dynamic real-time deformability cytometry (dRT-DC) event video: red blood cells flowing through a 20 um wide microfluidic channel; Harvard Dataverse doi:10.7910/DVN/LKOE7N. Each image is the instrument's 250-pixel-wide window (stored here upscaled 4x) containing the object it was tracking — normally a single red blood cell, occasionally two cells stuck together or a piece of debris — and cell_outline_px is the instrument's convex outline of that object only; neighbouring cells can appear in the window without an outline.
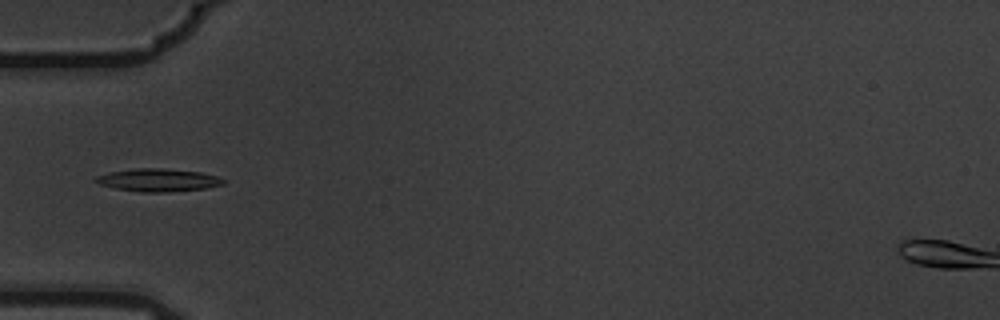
{"species": "common noctule bat (a hibernating species)", "species_latin": "Nyctalus noctula", "temperature_condition": "warm", "stored_images_in_passage": 7, "camera_frame_rate_fps": 3000, "um_per_image_px": 0.085, "animal": {"sex": "male", "body_mass_g": 19.5, "forearm_length_mm": 54.6}, "frame": {"image": 1, "passage_image": 4, "time_ms": 1.0, "image_size_px": [1000, 320], "cell_outline_px": [[224, 184], [204, 188], [168, 192], [144, 192], [116, 188], [100, 184], [92, 180], [96, 176], [108, 172], [136, 168], [160, 168], [200, 172], [216, 176], [224, 180]], "centroid_in_image_um": [13.4, 15.3], "position_along_channel_um": 71.6, "area_um2": 16.76}}
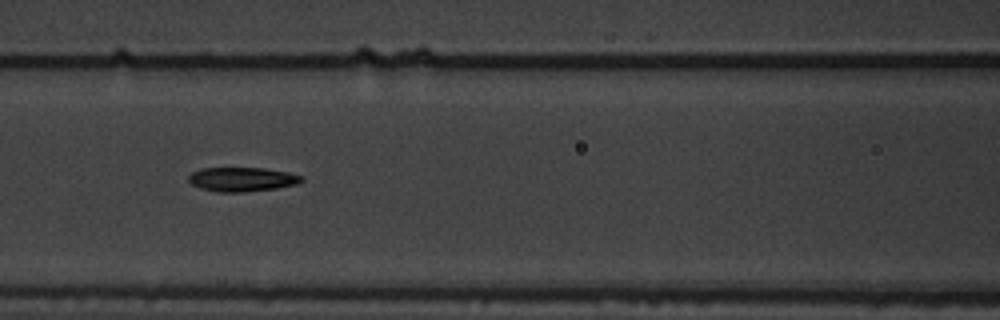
{"frame": {"image": 2, "passage_image": 6, "time_ms": 1.667, "image_size_px": [1000, 320], "cell_outline_px": [[304, 180], [296, 184], [276, 188], [244, 192], [216, 192], [200, 188], [192, 184], [188, 180], [188, 176], [192, 172], [200, 168], [264, 168], [288, 172], [304, 176]], "centroid_in_image_um": [20.57, 15.24], "position_along_channel_um": 146.0, "area_um2": 16.01}}
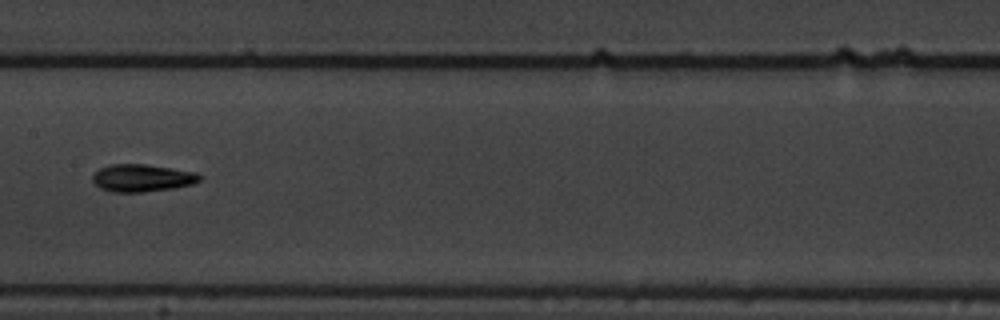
{"frame": {"image": 3, "passage_image": 7, "time_ms": 2.0, "image_size_px": [1000, 320], "cell_outline_px": [[200, 180], [192, 184], [172, 188], [140, 192], [112, 192], [100, 188], [92, 180], [92, 176], [100, 168], [108, 164], [144, 164], [172, 168], [196, 172], [200, 176]], "centroid_in_image_um": [12.05, 15.12], "position_along_channel_um": 195.3, "area_um2": 16.99}}